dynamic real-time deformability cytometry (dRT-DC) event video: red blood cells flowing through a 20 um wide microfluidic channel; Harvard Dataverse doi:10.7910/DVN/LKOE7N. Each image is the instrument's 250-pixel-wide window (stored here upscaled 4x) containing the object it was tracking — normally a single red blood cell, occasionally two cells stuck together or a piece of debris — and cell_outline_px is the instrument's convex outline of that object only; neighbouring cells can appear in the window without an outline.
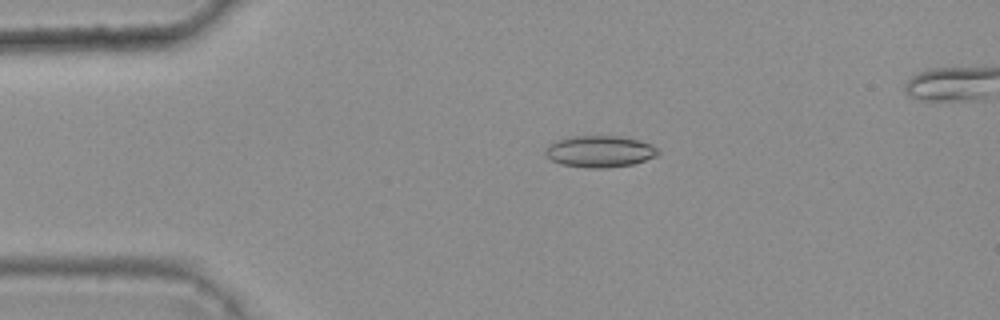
{"species": "common noctule bat (a hibernating species)", "species_latin": "Nyctalus noctula", "temperature_condition": "warm", "stored_images_in_passage": 5, "camera_frame_rate_fps": 3000, "um_per_image_px": 0.085, "animal": {"sex": "female", "body_mass_g": 25.1}, "frame": {"image": 1, "passage_image": 4, "time_ms": 1.0, "image_size_px": [1000, 320], "cell_outline_px": [[660, 152], [656, 156], [632, 164], [608, 168], [588, 168], [560, 164], [552, 160], [544, 152], [544, 148], [548, 144], [556, 140], [572, 136], [620, 136], [640, 140], [652, 144]], "centroid_in_image_um": [50.96, 12.87], "position_along_channel_um": 34.0, "area_um2": 20.87}}